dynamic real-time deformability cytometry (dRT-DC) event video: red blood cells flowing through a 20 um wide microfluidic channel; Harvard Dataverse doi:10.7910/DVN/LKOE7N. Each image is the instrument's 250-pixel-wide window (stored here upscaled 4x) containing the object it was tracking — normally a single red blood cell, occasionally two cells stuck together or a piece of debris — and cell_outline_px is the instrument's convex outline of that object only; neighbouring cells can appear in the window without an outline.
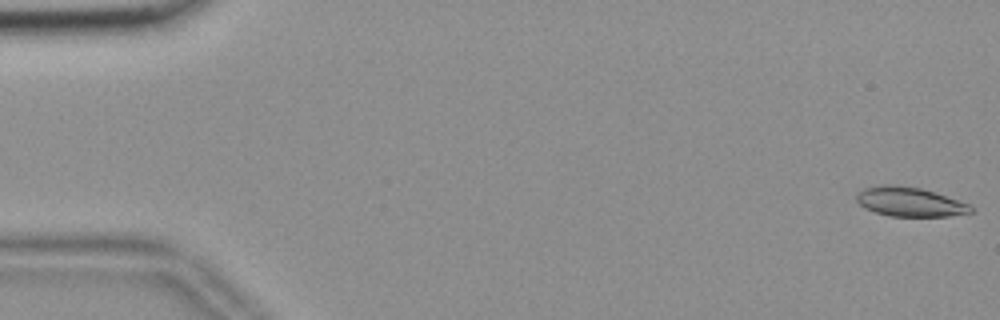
{"species": "common noctule bat (a hibernating species)", "species_latin": "Nyctalus noctula", "temperature_condition": "room temperature", "stored_images_in_passage": 56, "camera_frame_rate_fps": 3000, "um_per_image_px": 0.085, "animal": {"sex": "female", "body_mass_g": 18.4}, "frame": {"image": 1, "passage_image": 1, "time_ms": 0.0, "image_size_px": [1000, 320], "cell_outline_px": [[972, 212], [948, 216], [888, 216], [864, 208], [856, 200], [856, 196], [864, 188], [880, 184], [896, 184], [920, 188], [968, 204], [972, 208]], "centroid_in_image_um": [77.26, 17.15], "position_along_channel_um": 7.7, "area_um2": 19.25}}
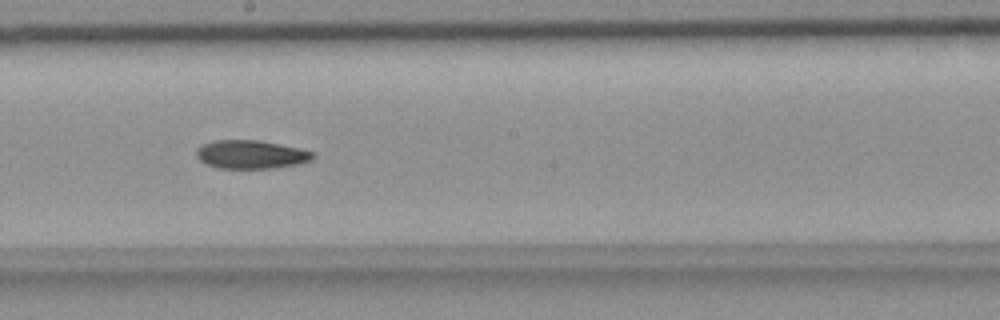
{"frame": {"image": 2, "passage_image": 31, "time_ms": 10.0, "image_size_px": [1000, 320], "cell_outline_px": [[316, 156], [312, 160], [296, 164], [272, 168], [216, 168], [200, 160], [196, 156], [196, 148], [200, 144], [212, 140], [260, 140], [300, 148], [316, 152]], "centroid_in_image_um": [21.33, 13.11], "position_along_channel_um": 226.9, "area_um2": 19.54}}
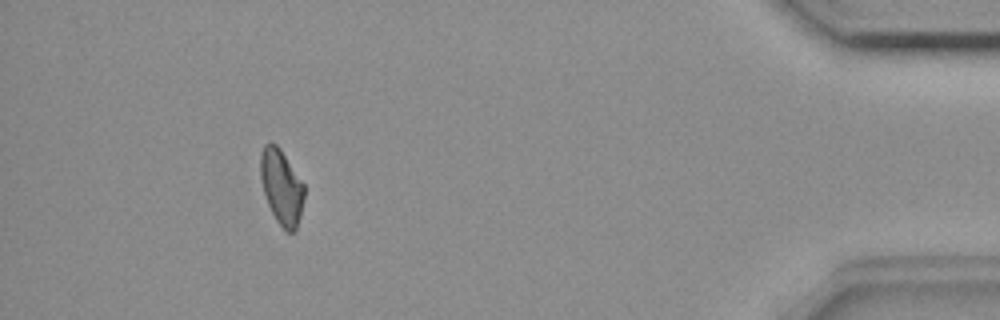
{"frame": {"image": 3, "passage_image": 51, "time_ms": 16.667, "image_size_px": [1000, 320], "cell_outline_px": [[304, 196], [300, 216], [296, 228], [292, 232], [288, 232], [276, 220], [268, 204], [264, 192], [260, 176], [260, 152], [264, 144], [276, 144], [280, 148], [304, 184]], "centroid_in_image_um": [23.92, 15.86], "position_along_channel_um": 411.3, "area_um2": 18.84}}